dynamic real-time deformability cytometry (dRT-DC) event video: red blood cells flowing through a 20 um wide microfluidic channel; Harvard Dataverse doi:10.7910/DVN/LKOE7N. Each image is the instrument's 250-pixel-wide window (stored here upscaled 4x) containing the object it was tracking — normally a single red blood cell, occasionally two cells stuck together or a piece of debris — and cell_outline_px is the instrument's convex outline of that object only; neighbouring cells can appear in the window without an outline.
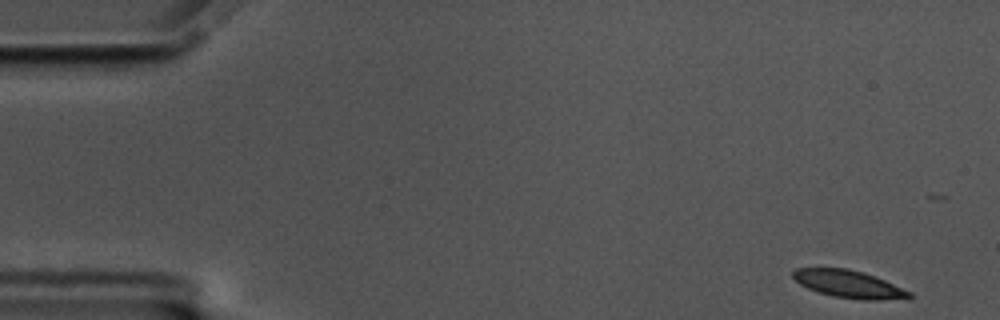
{"species": "common noctule bat (a hibernating species)", "species_latin": "Nyctalus noctula", "temperature_condition": "cold", "stored_images_in_passage": 56, "camera_frame_rate_fps": 3000, "um_per_image_px": 0.085, "animal": {"sex": "male", "body_mass_g": 17.5, "forearm_length_mm": 52.3}, "frame": {"image": 1, "passage_image": 1, "time_ms": 0.0, "image_size_px": [1000, 320], "cell_outline_px": [[912, 300], [860, 300], [832, 296], [808, 288], [800, 284], [792, 276], [792, 272], [796, 268], [848, 268], [884, 280], [912, 292]], "centroid_in_image_um": [72.21, 24.17], "position_along_channel_um": 12.8, "area_um2": 18.73}}
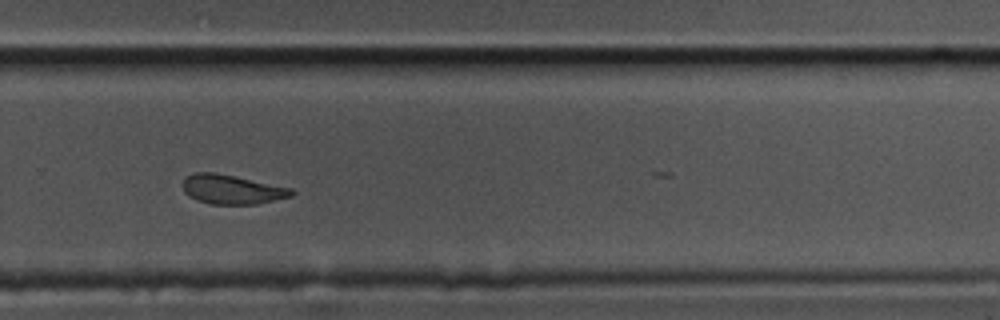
{"frame": {"image": 2, "passage_image": 37, "time_ms": 12.0, "image_size_px": [1000, 320], "cell_outline_px": [[296, 192], [292, 196], [256, 204], [212, 204], [196, 200], [188, 196], [184, 192], [184, 180], [188, 176], [196, 172], [216, 172], [292, 188]], "centroid_in_image_um": [19.73, 16.1], "position_along_channel_um": 310.1, "area_um2": 18.5}}
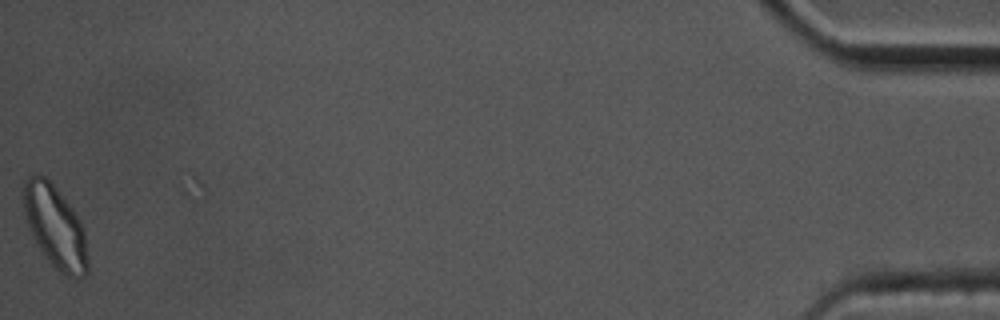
{"frame": {"image": 3, "passage_image": 56, "time_ms": 18.333, "image_size_px": [1000, 320], "cell_outline_px": [[88, 272], [84, 276], [76, 280], [68, 276], [56, 268], [44, 256], [28, 224], [24, 212], [20, 196], [24, 180], [28, 176], [36, 172], [44, 176], [56, 188], [72, 208], [80, 220], [84, 228], [88, 260]], "centroid_in_image_um": [4.67, 19.24], "position_along_channel_um": 430.5, "area_um2": 31.04}, "authors_computed_cell_mechanics": {"area_um2": 19.8254, "velocity_mm_per_s": 3.4507, "shape_relaxation_time_tau1_ms": 3.089, "shape_relaxation_time_tau2_ms": 3.2201, "deformation_change_tau1": 0.1121, "deformation_change_tau2": 0.0882}}